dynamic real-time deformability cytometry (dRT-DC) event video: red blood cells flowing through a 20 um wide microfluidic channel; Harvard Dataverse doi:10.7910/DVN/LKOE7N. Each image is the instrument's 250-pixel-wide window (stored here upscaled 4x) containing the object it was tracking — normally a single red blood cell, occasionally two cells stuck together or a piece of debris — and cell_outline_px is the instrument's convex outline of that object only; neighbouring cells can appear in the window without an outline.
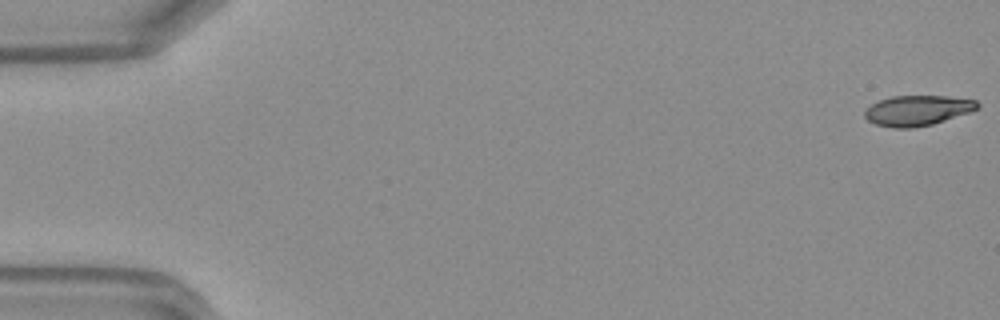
{"species": "Egyptian fruit bat (a non-hibernating species)", "species_latin": "Rousettus aegyptiacus", "temperature_condition": "warm", "stored_images_in_passage": 49, "camera_frame_rate_fps": 3000, "um_per_image_px": 0.085, "frame": {"image": 1, "passage_image": 1, "time_ms": 0.0, "image_size_px": [1000, 320], "cell_outline_px": [[980, 108], [972, 112], [932, 124], [912, 128], [892, 128], [876, 124], [868, 120], [864, 116], [864, 112], [872, 104], [880, 100], [892, 96], [948, 96], [976, 100], [980, 104]], "centroid_in_image_um": [78.03, 9.39], "position_along_channel_um": 7.0, "area_um2": 19.94}}
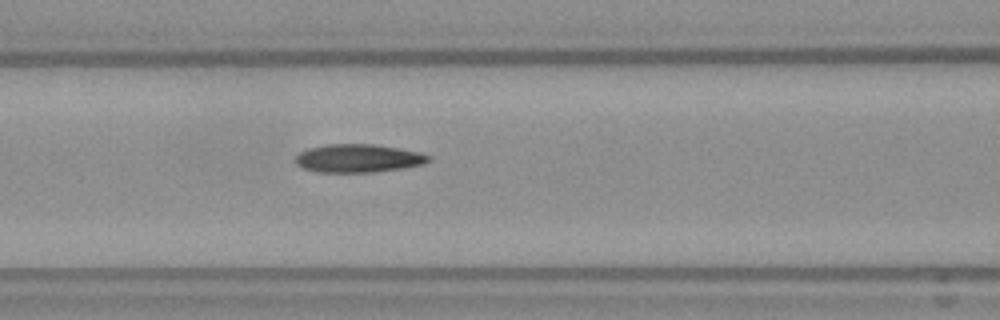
{"frame": {"image": 2, "passage_image": 21, "time_ms": 6.667, "image_size_px": [1000, 320], "cell_outline_px": [[432, 160], [424, 164], [404, 168], [376, 172], [316, 172], [300, 168], [296, 164], [296, 156], [300, 152], [308, 148], [328, 144], [372, 144], [420, 152], [432, 156]], "centroid_in_image_um": [30.46, 13.46], "position_along_channel_um": 136.1, "area_um2": 22.08}}
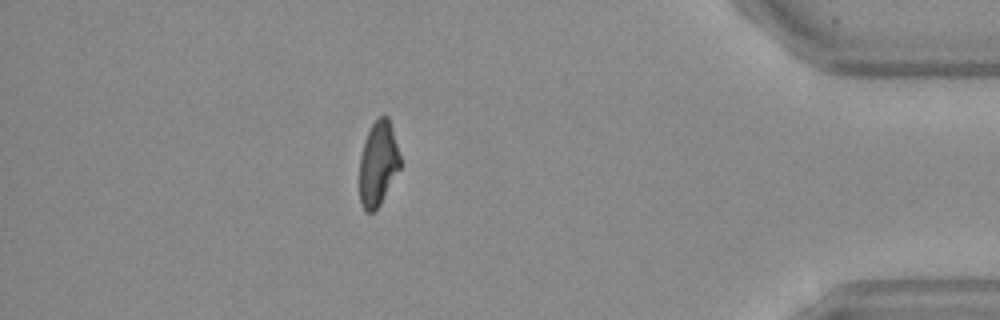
{"frame": {"image": 3, "passage_image": 43, "time_ms": 14.0, "image_size_px": [1000, 320], "cell_outline_px": [[400, 168], [380, 204], [372, 212], [364, 212], [360, 204], [360, 156], [364, 140], [372, 124], [380, 116], [388, 116], [400, 156]], "centroid_in_image_um": [32.12, 13.93], "position_along_channel_um": 403.1, "area_um2": 19.83}, "authors_computed_cell_mechanics": {"area_um2": 21.3282, "velocity_mm_per_s": 4.2173, "shape_relaxation_time_tau1_ms": 10.1786, "shape_relaxation_time_tau2_ms": 4.1134, "deformation_change_tau1": 0.3018, "deformation_change_tau2": 0.1429}}